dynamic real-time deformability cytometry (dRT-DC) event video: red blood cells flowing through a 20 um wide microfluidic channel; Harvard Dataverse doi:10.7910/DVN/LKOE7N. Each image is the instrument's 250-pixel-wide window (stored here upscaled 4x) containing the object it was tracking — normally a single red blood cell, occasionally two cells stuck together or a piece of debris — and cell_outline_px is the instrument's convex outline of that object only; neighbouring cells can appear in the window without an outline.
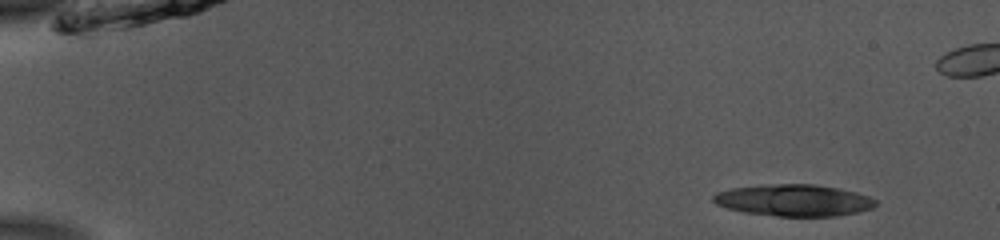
{"species": "common noctule bat (a hibernating species)", "species_latin": "Nyctalus noctula", "temperature_condition": "room temperature", "stored_images_in_passage": 45, "camera_frame_rate_fps": 3000, "um_per_image_px": 0.085, "animal": {"sex": "male", "body_mass_g": 13.0, "forearm_length_mm": 53.1}, "frame": {"image": 1, "passage_image": 1, "time_ms": 0.0, "image_size_px": [1000, 240], "cell_outline_px": [[876, 204], [872, 208], [856, 212], [836, 216], [780, 216], [748, 212], [728, 208], [716, 204], [712, 200], [712, 196], [716, 192], [732, 188], [764, 184], [816, 184], [856, 192], [868, 196], [876, 200]], "centroid_in_image_um": [67.46, 17.01], "position_along_channel_um": 17.5, "area_um2": 29.77}}
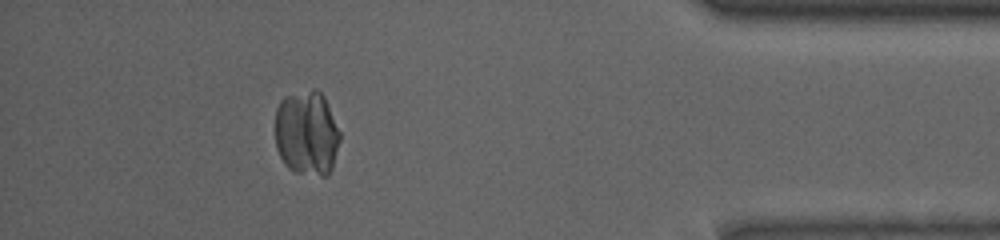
{"frame": {"image": 2, "passage_image": 43, "time_ms": 14.0, "image_size_px": [1000, 240], "cell_outline_px": [[340, 140], [332, 168], [328, 176], [320, 176], [296, 172], [288, 168], [284, 164], [276, 148], [276, 108], [280, 100], [284, 96], [312, 88], [316, 88], [324, 96], [340, 132]], "centroid_in_image_um": [26.07, 11.31], "position_along_channel_um": 409.1, "area_um2": 32.37}}